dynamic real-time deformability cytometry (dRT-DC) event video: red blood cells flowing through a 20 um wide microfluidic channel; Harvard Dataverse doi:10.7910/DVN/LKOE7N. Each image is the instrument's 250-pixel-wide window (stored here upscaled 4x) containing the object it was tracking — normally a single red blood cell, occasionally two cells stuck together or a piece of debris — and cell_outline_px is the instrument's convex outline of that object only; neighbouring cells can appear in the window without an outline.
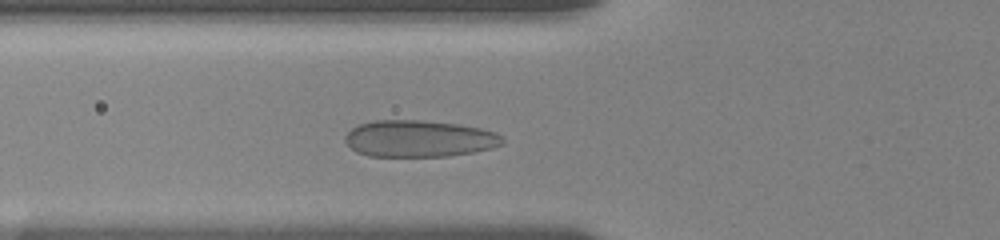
{"species": "human", "species_latin": "Homo sapiens", "temperature_condition": "room temperature", "stored_images_in_passage": 39, "camera_frame_rate_fps": 3000, "um_per_image_px": 0.085, "donor": {"sex": "female"}, "frame": {"image": 1, "passage_image": 11, "time_ms": 3.333, "image_size_px": [1000, 240], "cell_outline_px": [[504, 144], [492, 148], [472, 152], [448, 156], [368, 156], [356, 152], [344, 140], [344, 136], [352, 128], [360, 124], [376, 120], [420, 120], [460, 124], [480, 128], [496, 132], [504, 136]], "centroid_in_image_um": [35.65, 11.78], "position_along_channel_um": 90.1, "area_um2": 33.81}}
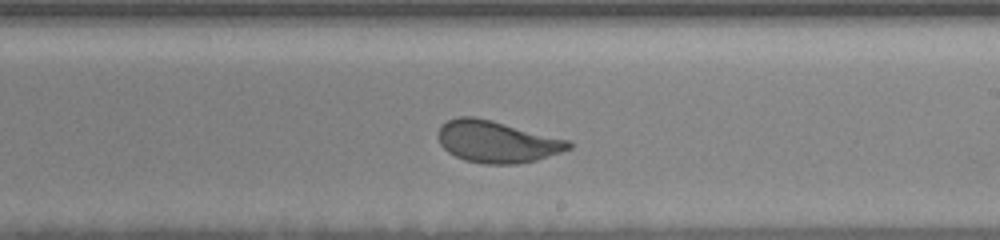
{"frame": {"image": 2, "passage_image": 24, "time_ms": 7.667, "image_size_px": [1000, 240], "cell_outline_px": [[572, 148], [536, 160], [516, 164], [484, 164], [464, 160], [448, 152], [440, 144], [436, 136], [436, 132], [440, 124], [456, 116], [472, 116], [492, 120], [568, 140], [572, 144]], "centroid_in_image_um": [42.16, 12.03], "position_along_channel_um": 246.8, "area_um2": 31.91}}
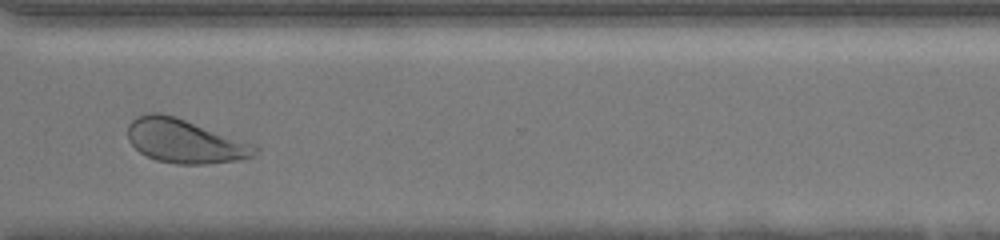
{"frame": {"image": 3, "passage_image": 33, "time_ms": 10.667, "image_size_px": [1000, 240], "cell_outline_px": [[260, 148], [252, 156], [236, 160], [204, 164], [176, 164], [156, 160], [140, 152], [128, 140], [128, 124], [136, 116], [148, 112], [160, 112], [176, 116], [256, 144]], "centroid_in_image_um": [15.71, 11.97], "position_along_channel_um": 354.9, "area_um2": 32.71}, "authors_computed_cell_mechanics": {"area_um2": 32.657, "velocity_mm_per_s": 3.605, "shape_relaxation_time_tau1_ms": 4.8639, "shape_relaxation_time_tau2_ms": null, "deformation_change_tau1": 0.1356, "deformation_change_tau2": null}}